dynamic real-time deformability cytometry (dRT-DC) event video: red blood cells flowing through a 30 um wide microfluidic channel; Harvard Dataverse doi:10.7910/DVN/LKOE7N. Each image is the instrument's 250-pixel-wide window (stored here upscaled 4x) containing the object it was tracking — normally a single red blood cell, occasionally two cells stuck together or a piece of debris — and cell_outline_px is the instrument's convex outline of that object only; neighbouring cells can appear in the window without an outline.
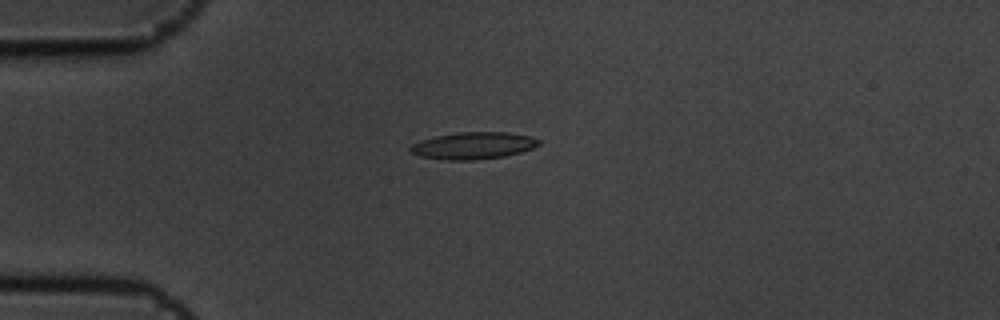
{"species": "common noctule bat (a hibernating species)", "species_latin": "Nyctalus noctula", "temperature_condition": "cold", "stored_images_in_passage": 5, "camera_frame_rate_fps": 3000, "um_per_image_px": 0.085, "animal": {"sex": "male", "body_mass_g": 19.5, "forearm_length_mm": 54.6}, "frame": {"image": 1, "passage_image": 5, "time_ms": 1.333, "image_size_px": [1000, 320], "cell_outline_px": [[540, 144], [532, 148], [520, 152], [504, 156], [472, 160], [448, 160], [420, 156], [408, 152], [408, 148], [412, 144], [420, 140], [436, 136], [460, 132], [508, 132], [532, 136], [540, 140]], "centroid_in_image_um": [40.21, 12.37], "position_along_channel_um": 44.8, "area_um2": 20.23}}